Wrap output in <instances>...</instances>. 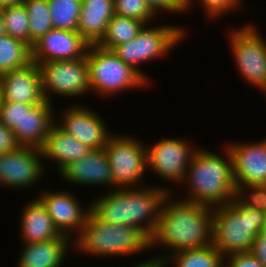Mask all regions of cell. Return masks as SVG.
<instances>
[{"mask_svg":"<svg viewBox=\"0 0 266 267\" xmlns=\"http://www.w3.org/2000/svg\"><path fill=\"white\" fill-rule=\"evenodd\" d=\"M40 157L41 149L29 146L0 154V183L16 189L31 187L44 171Z\"/></svg>","mask_w":266,"mask_h":267,"instance_id":"4fadbf2b","label":"cell"},{"mask_svg":"<svg viewBox=\"0 0 266 267\" xmlns=\"http://www.w3.org/2000/svg\"><path fill=\"white\" fill-rule=\"evenodd\" d=\"M201 6L205 8L207 15L210 18L220 17L224 12L236 9L241 6V0H200Z\"/></svg>","mask_w":266,"mask_h":267,"instance_id":"1f68e13d","label":"cell"},{"mask_svg":"<svg viewBox=\"0 0 266 267\" xmlns=\"http://www.w3.org/2000/svg\"><path fill=\"white\" fill-rule=\"evenodd\" d=\"M120 136L112 135L105 147L113 186L117 189L141 187L142 177L148 169L146 147L135 137Z\"/></svg>","mask_w":266,"mask_h":267,"instance_id":"9c48e42d","label":"cell"},{"mask_svg":"<svg viewBox=\"0 0 266 267\" xmlns=\"http://www.w3.org/2000/svg\"><path fill=\"white\" fill-rule=\"evenodd\" d=\"M151 10L158 14L159 9L173 13L184 12L185 4L181 0H145ZM158 11V12H157Z\"/></svg>","mask_w":266,"mask_h":267,"instance_id":"836d02e7","label":"cell"},{"mask_svg":"<svg viewBox=\"0 0 266 267\" xmlns=\"http://www.w3.org/2000/svg\"><path fill=\"white\" fill-rule=\"evenodd\" d=\"M6 33L29 46V17L24 4L0 9Z\"/></svg>","mask_w":266,"mask_h":267,"instance_id":"f1b7e54d","label":"cell"},{"mask_svg":"<svg viewBox=\"0 0 266 267\" xmlns=\"http://www.w3.org/2000/svg\"><path fill=\"white\" fill-rule=\"evenodd\" d=\"M135 267H161V265L153 262V259H147V261H141V263H138Z\"/></svg>","mask_w":266,"mask_h":267,"instance_id":"74e56055","label":"cell"},{"mask_svg":"<svg viewBox=\"0 0 266 267\" xmlns=\"http://www.w3.org/2000/svg\"><path fill=\"white\" fill-rule=\"evenodd\" d=\"M90 90L102 95L140 88L148 82L112 50L90 45L87 50Z\"/></svg>","mask_w":266,"mask_h":267,"instance_id":"52a82bcc","label":"cell"},{"mask_svg":"<svg viewBox=\"0 0 266 267\" xmlns=\"http://www.w3.org/2000/svg\"><path fill=\"white\" fill-rule=\"evenodd\" d=\"M247 189H250V194L245 197ZM234 198L242 206L266 213V184L239 185L236 187Z\"/></svg>","mask_w":266,"mask_h":267,"instance_id":"4dcf8cb0","label":"cell"},{"mask_svg":"<svg viewBox=\"0 0 266 267\" xmlns=\"http://www.w3.org/2000/svg\"><path fill=\"white\" fill-rule=\"evenodd\" d=\"M184 32V33H183ZM183 28L177 26H154L146 25L139 34L129 42L117 46L113 51L125 64L131 66L146 81L147 75L140 71L138 64L151 61L165 55L186 35Z\"/></svg>","mask_w":266,"mask_h":267,"instance_id":"ba28073f","label":"cell"},{"mask_svg":"<svg viewBox=\"0 0 266 267\" xmlns=\"http://www.w3.org/2000/svg\"><path fill=\"white\" fill-rule=\"evenodd\" d=\"M40 192L41 195L40 197L38 196V199L46 208L59 233L71 238L74 236L71 233L75 232L76 235L74 237H78L91 212V207H88V210H82L83 207L80 206L81 204L78 200L72 194L65 191L52 192L41 190Z\"/></svg>","mask_w":266,"mask_h":267,"instance_id":"2e32d148","label":"cell"},{"mask_svg":"<svg viewBox=\"0 0 266 267\" xmlns=\"http://www.w3.org/2000/svg\"><path fill=\"white\" fill-rule=\"evenodd\" d=\"M73 239L77 249L97 256L131 255L150 248V240L139 229L102 221L92 212L81 233Z\"/></svg>","mask_w":266,"mask_h":267,"instance_id":"5b68a950","label":"cell"},{"mask_svg":"<svg viewBox=\"0 0 266 267\" xmlns=\"http://www.w3.org/2000/svg\"><path fill=\"white\" fill-rule=\"evenodd\" d=\"M190 145L182 138H162L149 148L146 147L147 168L168 181H176L181 184L197 151V148H194L195 146L192 148Z\"/></svg>","mask_w":266,"mask_h":267,"instance_id":"7c38bea8","label":"cell"},{"mask_svg":"<svg viewBox=\"0 0 266 267\" xmlns=\"http://www.w3.org/2000/svg\"><path fill=\"white\" fill-rule=\"evenodd\" d=\"M233 160L235 186L266 184V139L227 144Z\"/></svg>","mask_w":266,"mask_h":267,"instance_id":"ac0fdd59","label":"cell"},{"mask_svg":"<svg viewBox=\"0 0 266 267\" xmlns=\"http://www.w3.org/2000/svg\"><path fill=\"white\" fill-rule=\"evenodd\" d=\"M225 159L213 152L197 149L182 183H186L189 196L186 201L211 208L229 204L234 200L236 186L233 160L229 148Z\"/></svg>","mask_w":266,"mask_h":267,"instance_id":"3957f363","label":"cell"},{"mask_svg":"<svg viewBox=\"0 0 266 267\" xmlns=\"http://www.w3.org/2000/svg\"><path fill=\"white\" fill-rule=\"evenodd\" d=\"M1 101L40 104L45 101L39 66L31 61L26 66L0 76Z\"/></svg>","mask_w":266,"mask_h":267,"instance_id":"e0dca14e","label":"cell"},{"mask_svg":"<svg viewBox=\"0 0 266 267\" xmlns=\"http://www.w3.org/2000/svg\"><path fill=\"white\" fill-rule=\"evenodd\" d=\"M47 100L40 104L1 101L0 122L8 127L20 146L41 148L56 123Z\"/></svg>","mask_w":266,"mask_h":267,"instance_id":"8992f818","label":"cell"},{"mask_svg":"<svg viewBox=\"0 0 266 267\" xmlns=\"http://www.w3.org/2000/svg\"><path fill=\"white\" fill-rule=\"evenodd\" d=\"M58 127L91 149H103L112 136L97 113L77 104L62 112Z\"/></svg>","mask_w":266,"mask_h":267,"instance_id":"9a60e30c","label":"cell"},{"mask_svg":"<svg viewBox=\"0 0 266 267\" xmlns=\"http://www.w3.org/2000/svg\"><path fill=\"white\" fill-rule=\"evenodd\" d=\"M224 267H264V266L248 252V253L232 254L226 256V258L224 257Z\"/></svg>","mask_w":266,"mask_h":267,"instance_id":"d6a6232c","label":"cell"},{"mask_svg":"<svg viewBox=\"0 0 266 267\" xmlns=\"http://www.w3.org/2000/svg\"><path fill=\"white\" fill-rule=\"evenodd\" d=\"M5 22L0 10V36L6 35Z\"/></svg>","mask_w":266,"mask_h":267,"instance_id":"f35d334b","label":"cell"},{"mask_svg":"<svg viewBox=\"0 0 266 267\" xmlns=\"http://www.w3.org/2000/svg\"><path fill=\"white\" fill-rule=\"evenodd\" d=\"M145 25L138 19L115 14L109 20L106 33L97 45L113 51L117 46L134 39Z\"/></svg>","mask_w":266,"mask_h":267,"instance_id":"cb8c5ba5","label":"cell"},{"mask_svg":"<svg viewBox=\"0 0 266 267\" xmlns=\"http://www.w3.org/2000/svg\"><path fill=\"white\" fill-rule=\"evenodd\" d=\"M58 174L74 184L113 186L105 148L92 149L88 155L68 164Z\"/></svg>","mask_w":266,"mask_h":267,"instance_id":"d6986e66","label":"cell"},{"mask_svg":"<svg viewBox=\"0 0 266 267\" xmlns=\"http://www.w3.org/2000/svg\"><path fill=\"white\" fill-rule=\"evenodd\" d=\"M249 253L266 267V226L253 241Z\"/></svg>","mask_w":266,"mask_h":267,"instance_id":"e575fe53","label":"cell"},{"mask_svg":"<svg viewBox=\"0 0 266 267\" xmlns=\"http://www.w3.org/2000/svg\"><path fill=\"white\" fill-rule=\"evenodd\" d=\"M90 44L77 32L51 29L31 48V61L75 60L86 56Z\"/></svg>","mask_w":266,"mask_h":267,"instance_id":"5bb4252c","label":"cell"},{"mask_svg":"<svg viewBox=\"0 0 266 267\" xmlns=\"http://www.w3.org/2000/svg\"><path fill=\"white\" fill-rule=\"evenodd\" d=\"M265 226V212L242 206L234 198L213 208L212 244L224 257L248 253Z\"/></svg>","mask_w":266,"mask_h":267,"instance_id":"277c9868","label":"cell"},{"mask_svg":"<svg viewBox=\"0 0 266 267\" xmlns=\"http://www.w3.org/2000/svg\"><path fill=\"white\" fill-rule=\"evenodd\" d=\"M38 66L43 94L50 103L51 93L76 97L91 91L87 55L75 60L40 62Z\"/></svg>","mask_w":266,"mask_h":267,"instance_id":"30bf717a","label":"cell"},{"mask_svg":"<svg viewBox=\"0 0 266 267\" xmlns=\"http://www.w3.org/2000/svg\"><path fill=\"white\" fill-rule=\"evenodd\" d=\"M253 25L235 29L228 35L237 70L261 90L266 86V41Z\"/></svg>","mask_w":266,"mask_h":267,"instance_id":"8fae6325","label":"cell"},{"mask_svg":"<svg viewBox=\"0 0 266 267\" xmlns=\"http://www.w3.org/2000/svg\"><path fill=\"white\" fill-rule=\"evenodd\" d=\"M186 6H185V10H188V8L190 9L192 4L194 3V0H181Z\"/></svg>","mask_w":266,"mask_h":267,"instance_id":"ab89813d","label":"cell"},{"mask_svg":"<svg viewBox=\"0 0 266 267\" xmlns=\"http://www.w3.org/2000/svg\"><path fill=\"white\" fill-rule=\"evenodd\" d=\"M145 186L116 188L90 204L91 212L102 221L135 227L150 240L171 189Z\"/></svg>","mask_w":266,"mask_h":267,"instance_id":"7a4b0ae2","label":"cell"},{"mask_svg":"<svg viewBox=\"0 0 266 267\" xmlns=\"http://www.w3.org/2000/svg\"><path fill=\"white\" fill-rule=\"evenodd\" d=\"M114 10L116 15L138 19L146 25L156 15L145 0H114Z\"/></svg>","mask_w":266,"mask_h":267,"instance_id":"f546056e","label":"cell"},{"mask_svg":"<svg viewBox=\"0 0 266 267\" xmlns=\"http://www.w3.org/2000/svg\"><path fill=\"white\" fill-rule=\"evenodd\" d=\"M169 260L173 261L174 267H224V256L213 244L173 253L161 264V267L170 264Z\"/></svg>","mask_w":266,"mask_h":267,"instance_id":"d4e9b609","label":"cell"},{"mask_svg":"<svg viewBox=\"0 0 266 267\" xmlns=\"http://www.w3.org/2000/svg\"><path fill=\"white\" fill-rule=\"evenodd\" d=\"M42 157L57 161L58 173L68 164L75 162L91 152V148L60 129L55 123L43 146Z\"/></svg>","mask_w":266,"mask_h":267,"instance_id":"44dd1931","label":"cell"},{"mask_svg":"<svg viewBox=\"0 0 266 267\" xmlns=\"http://www.w3.org/2000/svg\"><path fill=\"white\" fill-rule=\"evenodd\" d=\"M29 17V47L32 48L49 30L53 29L47 0H25Z\"/></svg>","mask_w":266,"mask_h":267,"instance_id":"4316f807","label":"cell"},{"mask_svg":"<svg viewBox=\"0 0 266 267\" xmlns=\"http://www.w3.org/2000/svg\"><path fill=\"white\" fill-rule=\"evenodd\" d=\"M20 145L16 142L14 133L0 122V154L16 150Z\"/></svg>","mask_w":266,"mask_h":267,"instance_id":"d590c367","label":"cell"},{"mask_svg":"<svg viewBox=\"0 0 266 267\" xmlns=\"http://www.w3.org/2000/svg\"><path fill=\"white\" fill-rule=\"evenodd\" d=\"M72 238H60L24 244L18 267H60L66 257ZM68 247V248H67Z\"/></svg>","mask_w":266,"mask_h":267,"instance_id":"7402d4cb","label":"cell"},{"mask_svg":"<svg viewBox=\"0 0 266 267\" xmlns=\"http://www.w3.org/2000/svg\"><path fill=\"white\" fill-rule=\"evenodd\" d=\"M22 212L20 227L24 244L47 241L62 236L38 198L32 202L29 201Z\"/></svg>","mask_w":266,"mask_h":267,"instance_id":"603a6c76","label":"cell"},{"mask_svg":"<svg viewBox=\"0 0 266 267\" xmlns=\"http://www.w3.org/2000/svg\"><path fill=\"white\" fill-rule=\"evenodd\" d=\"M31 62V48L6 34L0 36V76Z\"/></svg>","mask_w":266,"mask_h":267,"instance_id":"484cf974","label":"cell"},{"mask_svg":"<svg viewBox=\"0 0 266 267\" xmlns=\"http://www.w3.org/2000/svg\"><path fill=\"white\" fill-rule=\"evenodd\" d=\"M114 15V0H82L77 32L90 45H97Z\"/></svg>","mask_w":266,"mask_h":267,"instance_id":"ffe728a7","label":"cell"},{"mask_svg":"<svg viewBox=\"0 0 266 267\" xmlns=\"http://www.w3.org/2000/svg\"><path fill=\"white\" fill-rule=\"evenodd\" d=\"M53 29L77 31L82 0H47Z\"/></svg>","mask_w":266,"mask_h":267,"instance_id":"83f0119b","label":"cell"},{"mask_svg":"<svg viewBox=\"0 0 266 267\" xmlns=\"http://www.w3.org/2000/svg\"><path fill=\"white\" fill-rule=\"evenodd\" d=\"M171 196L169 193L164 200L156 230L150 238V247L160 244L167 246L168 252L172 251L164 257L152 256L153 262L159 265L173 253L212 244L213 208L184 199L171 202Z\"/></svg>","mask_w":266,"mask_h":267,"instance_id":"6da1fadb","label":"cell"},{"mask_svg":"<svg viewBox=\"0 0 266 267\" xmlns=\"http://www.w3.org/2000/svg\"><path fill=\"white\" fill-rule=\"evenodd\" d=\"M25 0H0V9L6 7L19 6L24 3Z\"/></svg>","mask_w":266,"mask_h":267,"instance_id":"8d00e7d4","label":"cell"}]
</instances>
